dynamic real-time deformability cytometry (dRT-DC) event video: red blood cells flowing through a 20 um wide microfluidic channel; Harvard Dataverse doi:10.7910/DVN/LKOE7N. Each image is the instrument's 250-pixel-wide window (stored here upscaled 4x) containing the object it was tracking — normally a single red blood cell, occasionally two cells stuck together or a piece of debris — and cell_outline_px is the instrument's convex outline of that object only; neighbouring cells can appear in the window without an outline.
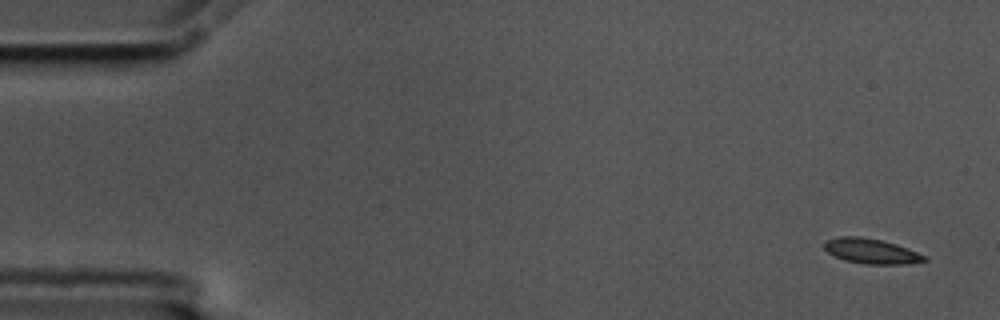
{"species": "common noctule bat (a hibernating species)", "species_latin": "Nyctalus noctula", "temperature_condition": "cold", "stored_images_in_passage": 5, "segment_of_instrument_passage": [1, 2], "camera_frame_rate_fps": 3000, "um_per_image_px": 0.085, "animal": {"sex": "male", "body_mass_g": 17.5, "forearm_length_mm": 52.3}, "frame": {"image": 1, "passage_image": 1, "time_ms": 0.0, "image_size_px": [1000, 320], "cell_outline_px": [[928, 260], [904, 264], [864, 264], [844, 260], [828, 252], [824, 248], [824, 240], [840, 236], [860, 236], [880, 240], [896, 244], [916, 252], [924, 256]], "centroid_in_image_um": [74.0, 21.34], "position_along_channel_um": 11.0, "area_um2": 14.45}}